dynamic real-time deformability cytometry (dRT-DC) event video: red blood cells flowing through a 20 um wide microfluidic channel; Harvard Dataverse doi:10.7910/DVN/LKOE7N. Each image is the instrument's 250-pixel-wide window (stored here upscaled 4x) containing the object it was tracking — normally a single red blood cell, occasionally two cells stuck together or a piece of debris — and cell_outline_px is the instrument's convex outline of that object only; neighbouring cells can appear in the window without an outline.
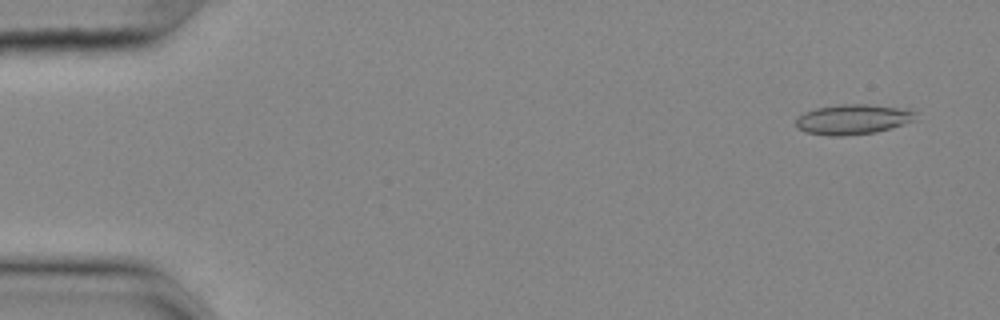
{"species": "common noctule bat (a hibernating species)", "species_latin": "Nyctalus noctula", "temperature_condition": "cold", "stored_images_in_passage": 55, "camera_frame_rate_fps": 3000, "um_per_image_px": 0.085, "animal": {"sex": "female", "body_mass_g": 25.1}, "frame": {"image": 1, "passage_image": 3, "time_ms": 0.667, "image_size_px": [1000, 320], "cell_outline_px": [[916, 120], [892, 128], [876, 132], [844, 136], [832, 136], [804, 132], [796, 128], [796, 120], [804, 112], [816, 108], [840, 104], [868, 104], [908, 108], [916, 112]], "centroid_in_image_um": [72.53, 10.14], "position_along_channel_um": 12.5, "area_um2": 21.27}}
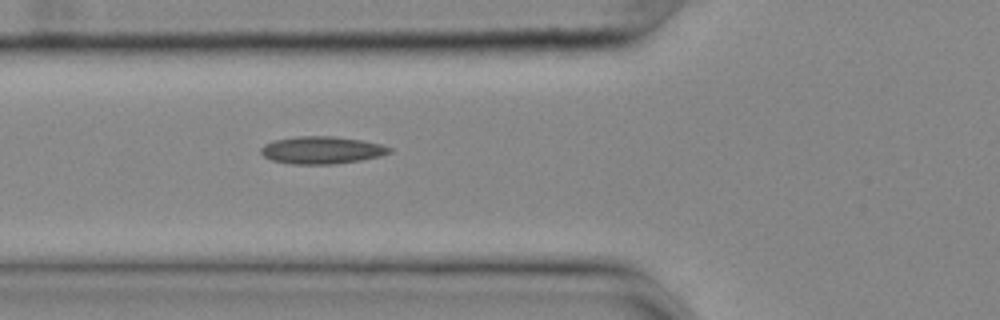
{"frame": {"image": 2, "passage_image": 20, "time_ms": 6.333, "image_size_px": [1000, 320], "cell_outline_px": [[392, 152], [380, 156], [360, 160], [332, 164], [292, 164], [272, 160], [264, 156], [260, 152], [260, 148], [264, 144], [276, 140], [296, 136], [332, 136], [360, 140], [380, 144], [392, 148]], "centroid_in_image_um": [27.34, 12.76], "position_along_channel_um": 98.5, "area_um2": 20.4}}
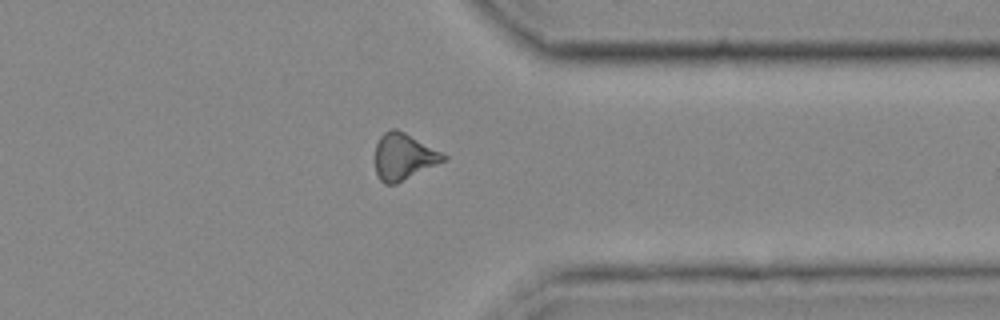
{"frame": {"image": 3, "passage_image": 43, "time_ms": 14.0, "image_size_px": [1000, 320], "cell_outline_px": [[448, 160], [396, 184], [384, 184], [380, 180], [376, 172], [376, 144], [380, 136], [384, 132], [392, 128], [396, 128], [404, 132], [448, 156]], "centroid_in_image_um": [34.32, 13.33], "position_along_channel_um": 377.1, "area_um2": 18.5}, "authors_computed_cell_mechanics": {"area_um2": 19.3052, "velocity_mm_per_s": 3.6837, "shape_relaxation_time_tau1_ms": null, "shape_relaxation_time_tau2_ms": 9.8468, "deformation_change_tau1": null, "deformation_change_tau2": 0.2204}}